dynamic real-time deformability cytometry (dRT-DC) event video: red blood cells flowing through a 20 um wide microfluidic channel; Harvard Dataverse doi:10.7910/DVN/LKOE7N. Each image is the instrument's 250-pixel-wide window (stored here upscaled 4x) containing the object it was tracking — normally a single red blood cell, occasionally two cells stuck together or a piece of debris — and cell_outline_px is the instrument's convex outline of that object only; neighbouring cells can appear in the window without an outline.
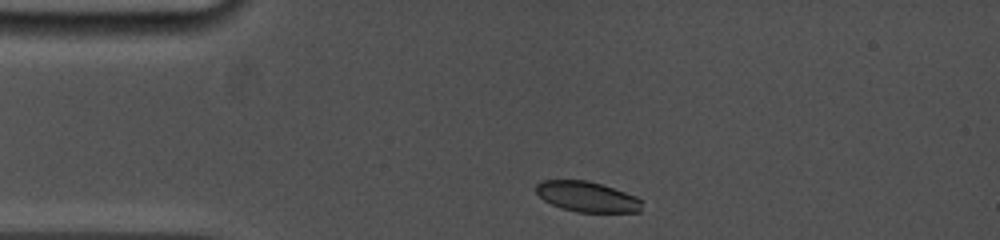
{"species": "common noctule bat (a hibernating species)", "species_latin": "Nyctalus noctula", "temperature_condition": "cold", "stored_images_in_passage": 22, "camera_frame_rate_fps": 5000, "um_per_image_px": 0.085, "animal": {"sex": "female", "body_mass_g": 19.0, "forearm_length_mm": 53.3}, "frame": {"image": 1, "passage_image": 1, "time_ms": 0.0, "image_size_px": [1000, 240], "cell_outline_px": [[640, 212], [576, 212], [560, 208], [544, 200], [536, 192], [536, 184], [540, 180], [588, 180], [636, 196], [640, 200]], "centroid_in_image_um": [49.85, 16.72], "position_along_channel_um": 35.1, "area_um2": 18.61}}
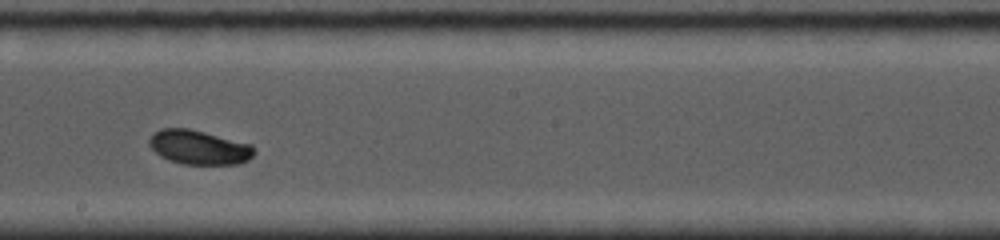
{"frame": {"image": 2, "passage_image": 12, "time_ms": 6.0, "image_size_px": [1000, 240], "cell_outline_px": [[256, 152], [248, 160], [240, 164], [184, 164], [168, 160], [160, 156], [148, 144], [148, 140], [152, 132], [160, 128], [188, 128], [252, 144], [256, 148]], "centroid_in_image_um": [16.91, 12.52], "position_along_channel_um": 231.3, "area_um2": 21.15}}
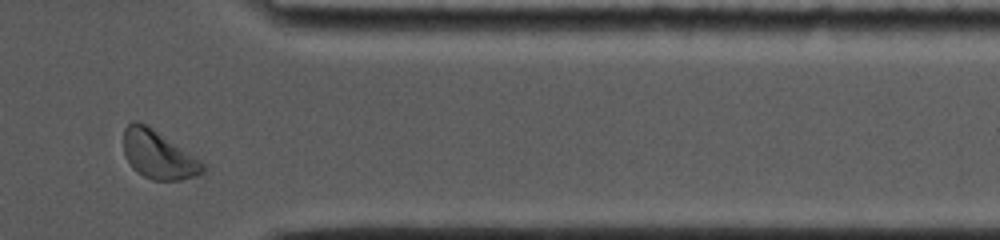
{"frame": {"image": 3, "passage_image": 20, "time_ms": 10.4, "image_size_px": [1000, 240], "cell_outline_px": [[204, 172], [196, 176], [180, 180], [152, 180], [136, 172], [132, 168], [124, 156], [124, 128], [132, 120], [136, 120], [148, 124], [200, 160], [204, 164]], "centroid_in_image_um": [13.42, 13.14], "position_along_channel_um": 398.0, "area_um2": 22.43}, "authors_computed_cell_mechanics": {"area_um2": 20.808, "velocity_mm_per_s": 3.8366, "shape_relaxation_time_tau1_ms": 2.2587, "shape_relaxation_time_tau2_ms": null, "deformation_change_tau1": 0.0936, "deformation_change_tau2": null}}